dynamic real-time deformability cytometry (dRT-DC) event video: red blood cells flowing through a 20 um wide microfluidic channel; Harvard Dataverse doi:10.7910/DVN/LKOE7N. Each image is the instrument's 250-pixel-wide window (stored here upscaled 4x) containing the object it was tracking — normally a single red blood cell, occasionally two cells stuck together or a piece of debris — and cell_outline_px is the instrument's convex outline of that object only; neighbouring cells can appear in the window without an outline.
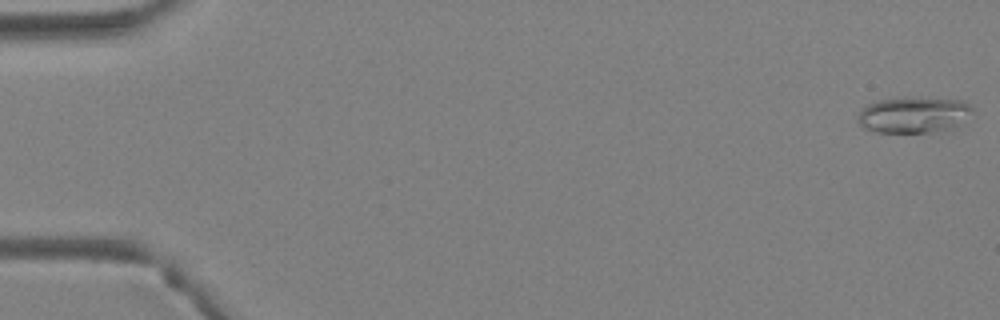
{"species": "Egyptian fruit bat (a non-hibernating species)", "species_latin": "Rousettus aegyptiacus", "temperature_condition": "warm", "stored_images_in_passage": 5, "camera_frame_rate_fps": 3000, "um_per_image_px": 0.085, "animal": {"sex": "female"}, "frame": {"image": 1, "passage_image": 1, "time_ms": 0.0, "image_size_px": [1000, 320], "cell_outline_px": [[972, 112], [960, 124], [952, 128], [928, 132], [876, 132], [864, 128], [856, 120], [856, 116], [868, 104], [876, 100], [960, 100], [968, 104], [972, 108]], "centroid_in_image_um": [77.61, 9.81], "position_along_channel_um": 7.4, "area_um2": 23.0}}